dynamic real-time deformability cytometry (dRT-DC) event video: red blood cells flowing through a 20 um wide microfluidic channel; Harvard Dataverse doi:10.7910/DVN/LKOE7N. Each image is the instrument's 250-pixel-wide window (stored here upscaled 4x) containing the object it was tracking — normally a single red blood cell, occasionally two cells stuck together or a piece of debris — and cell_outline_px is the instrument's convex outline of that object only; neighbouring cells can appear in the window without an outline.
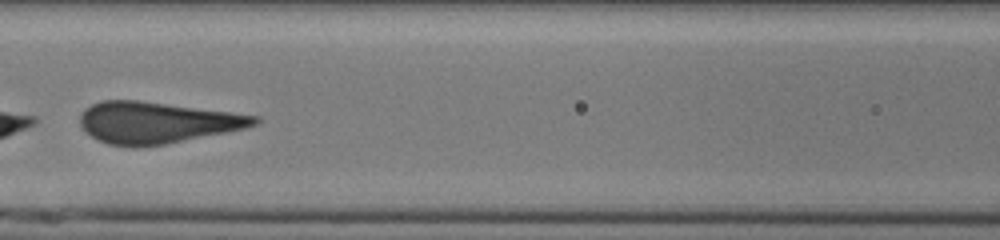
{"species": "human", "species_latin": "Homo sapiens", "temperature_condition": "cold", "stored_images_in_passage": 48, "camera_frame_rate_fps": 3000, "um_per_image_px": 0.085, "donor": {"sex": "male"}, "frame": {"image": 1, "passage_image": 21, "time_ms": 6.667, "image_size_px": [1000, 240], "cell_outline_px": [[260, 124], [248, 128], [164, 144], [136, 148], [132, 148], [108, 144], [92, 136], [80, 124], [80, 112], [84, 108], [100, 100], [136, 100], [260, 116]], "centroid_in_image_um": [13.33, 10.42], "position_along_channel_um": 153.3, "area_um2": 42.08}}
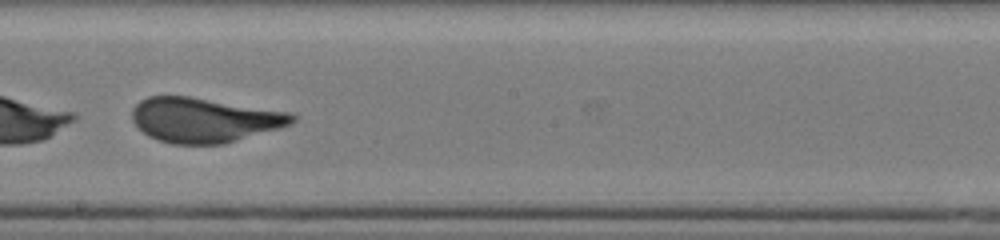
{"frame": {"image": 2, "passage_image": 27, "time_ms": 8.667, "image_size_px": [1000, 240], "cell_outline_px": [[296, 120], [292, 124], [280, 128], [224, 144], [172, 144], [156, 140], [148, 136], [132, 120], [132, 108], [140, 100], [148, 96], [188, 96], [292, 112], [296, 116]], "centroid_in_image_um": [17.38, 10.2], "position_along_channel_um": 230.8, "area_um2": 41.91}, "authors_computed_cell_mechanics": {"area_um2": 44.3615, "velocity_mm_per_s": 3.9093, "shape_relaxation_time_tau1_ms": 6.2849, "shape_relaxation_time_tau2_ms": null, "deformation_change_tau1": 0.1924, "deformation_change_tau2": null}}